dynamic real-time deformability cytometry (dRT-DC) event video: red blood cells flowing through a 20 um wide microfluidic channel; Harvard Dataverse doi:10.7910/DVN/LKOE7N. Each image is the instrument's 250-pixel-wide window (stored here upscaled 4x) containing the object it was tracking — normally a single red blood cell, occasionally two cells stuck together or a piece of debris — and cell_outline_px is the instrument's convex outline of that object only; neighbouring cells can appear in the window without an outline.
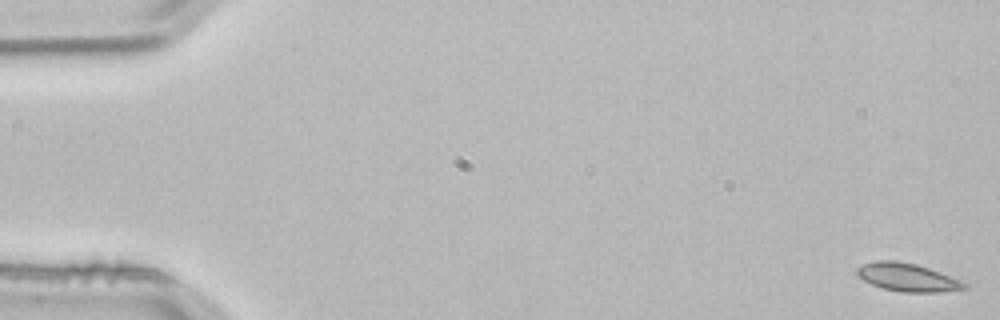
{"species": "common noctule bat (a hibernating species)", "species_latin": "Nyctalus noctula", "temperature_condition": "room temperature", "stored_images_in_passage": 3, "camera_frame_rate_fps": 3000, "um_per_image_px": 0.085, "animal": {"sex": "male", "body_mass_g": 21.5, "forearm_length_mm": 52.0}, "frame": {"image": 1, "passage_image": 1, "time_ms": 0.0, "image_size_px": [1000, 320], "cell_outline_px": [[968, 284], [964, 288], [940, 292], [900, 292], [884, 288], [872, 284], [864, 280], [856, 272], [856, 268], [864, 264], [876, 260], [892, 260], [916, 264], [940, 272], [960, 280]], "centroid_in_image_um": [77.12, 23.57], "position_along_channel_um": 7.9, "area_um2": 17.28}}
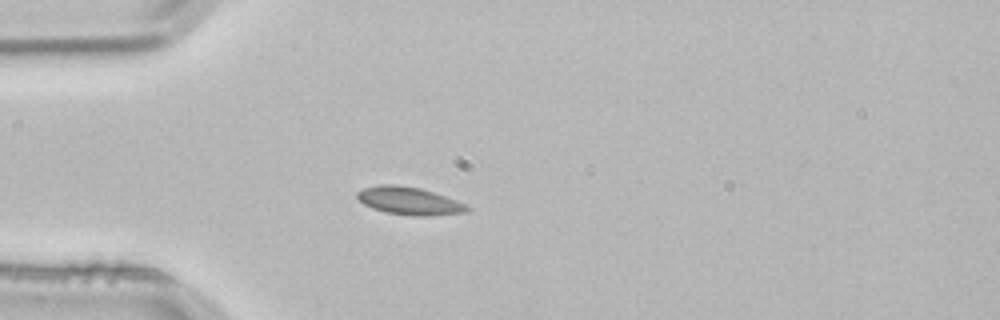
{"frame": {"image": 2, "passage_image": 3, "time_ms": 0.667, "image_size_px": [1000, 320], "cell_outline_px": [[472, 208], [468, 212], [428, 216], [412, 216], [384, 212], [372, 208], [364, 204], [356, 196], [356, 192], [364, 188], [380, 184], [396, 184], [420, 188], [456, 200]], "centroid_in_image_um": [34.77, 17.08], "position_along_channel_um": 50.2, "area_um2": 17.8}}